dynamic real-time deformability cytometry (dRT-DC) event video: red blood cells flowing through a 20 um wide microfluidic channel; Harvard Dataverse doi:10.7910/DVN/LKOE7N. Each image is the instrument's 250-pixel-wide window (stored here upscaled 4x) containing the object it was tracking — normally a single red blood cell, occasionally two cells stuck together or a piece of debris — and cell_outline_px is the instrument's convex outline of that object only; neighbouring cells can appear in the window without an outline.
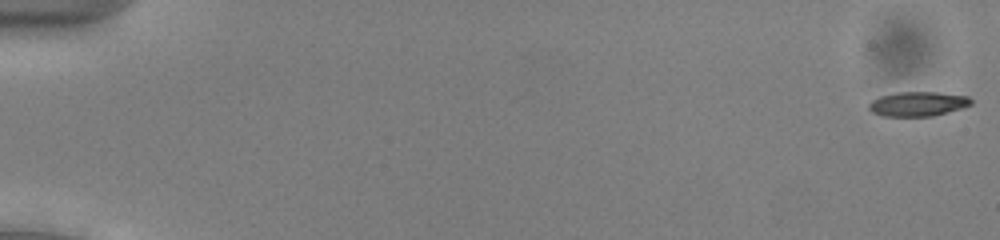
{"species": "common noctule bat (a hibernating species)", "species_latin": "Nyctalus noctula", "temperature_condition": "cold", "stored_images_in_passage": 12, "camera_frame_rate_fps": 3000, "um_per_image_px": 0.085, "animal": {"sex": "male", "body_mass_g": 13.0, "forearm_length_mm": 53.1}, "frame": {"image": 1, "passage_image": 1, "time_ms": 0.0, "image_size_px": [1000, 240], "cell_outline_px": [[972, 104], [960, 108], [932, 116], [880, 116], [872, 112], [868, 108], [868, 104], [872, 100], [880, 96], [900, 92], [936, 92], [968, 96], [972, 100]], "centroid_in_image_um": [77.98, 8.83], "position_along_channel_um": 7.0, "area_um2": 14.51}}